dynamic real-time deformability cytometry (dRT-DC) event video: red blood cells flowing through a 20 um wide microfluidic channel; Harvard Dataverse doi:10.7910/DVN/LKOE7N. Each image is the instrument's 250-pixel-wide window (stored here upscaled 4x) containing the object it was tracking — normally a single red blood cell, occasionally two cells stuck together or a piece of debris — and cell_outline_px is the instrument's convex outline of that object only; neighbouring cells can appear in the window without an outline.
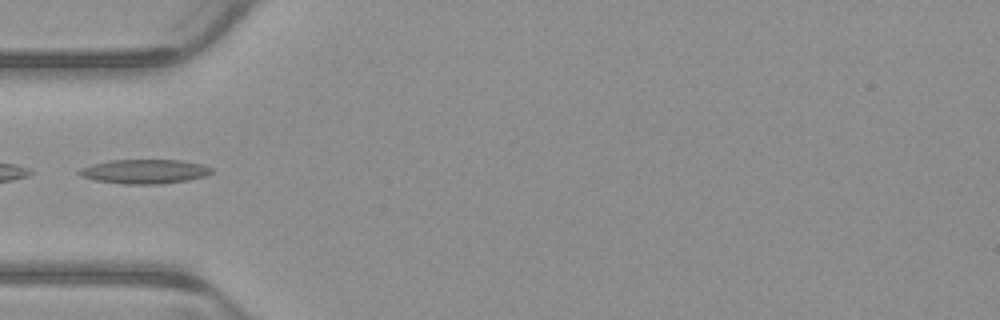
{"species": "common noctule bat (a hibernating species)", "species_latin": "Nyctalus noctula", "temperature_condition": "warm", "stored_images_in_passage": 4, "camera_frame_rate_fps": 3000, "um_per_image_px": 0.085, "animal": {"sex": "male", "body_mass_g": 23.1, "forearm_length_mm": 52.7}, "frame": {"image": 1, "passage_image": 4, "time_ms": 1.0, "image_size_px": [1000, 320], "cell_outline_px": [[212, 172], [204, 176], [188, 180], [160, 184], [124, 184], [96, 180], [84, 176], [76, 172], [80, 168], [92, 164], [108, 160], [180, 160], [204, 164], [212, 168]], "centroid_in_image_um": [12.3, 14.57], "position_along_channel_um": 72.7, "area_um2": 18.67}}